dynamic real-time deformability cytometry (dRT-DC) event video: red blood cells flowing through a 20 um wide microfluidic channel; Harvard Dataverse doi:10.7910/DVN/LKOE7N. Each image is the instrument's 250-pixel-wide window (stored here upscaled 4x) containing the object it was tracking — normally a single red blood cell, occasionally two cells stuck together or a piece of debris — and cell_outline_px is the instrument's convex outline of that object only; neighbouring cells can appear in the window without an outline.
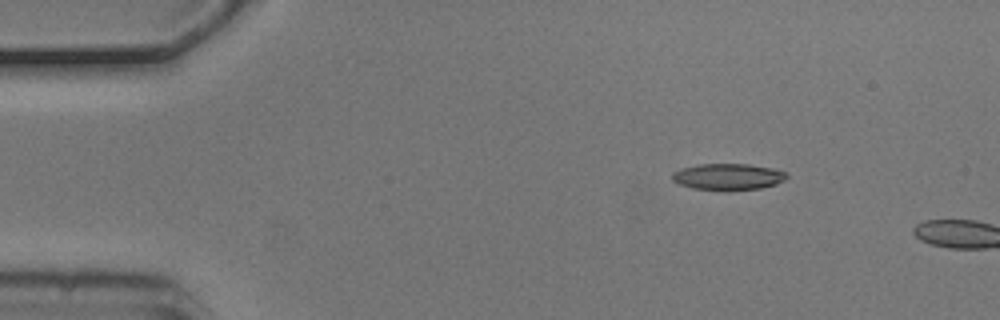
{"species": "common noctule bat (a hibernating species)", "species_latin": "Nyctalus noctula", "temperature_condition": "cold", "stored_images_in_passage": 4, "camera_frame_rate_fps": 3000, "um_per_image_px": 0.085, "animal": {"sex": "male", "body_mass_g": 20.5, "forearm_length_mm": 52.5}, "frame": {"image": 1, "passage_image": 3, "time_ms": 0.667, "image_size_px": [1000, 320], "cell_outline_px": [[788, 176], [784, 180], [776, 184], [760, 188], [728, 192], [724, 192], [692, 188], [680, 184], [672, 180], [672, 172], [680, 168], [700, 164], [748, 164], [772, 168], [788, 172]], "centroid_in_image_um": [61.88, 15.04], "position_along_channel_um": 23.1, "area_um2": 18.09}}